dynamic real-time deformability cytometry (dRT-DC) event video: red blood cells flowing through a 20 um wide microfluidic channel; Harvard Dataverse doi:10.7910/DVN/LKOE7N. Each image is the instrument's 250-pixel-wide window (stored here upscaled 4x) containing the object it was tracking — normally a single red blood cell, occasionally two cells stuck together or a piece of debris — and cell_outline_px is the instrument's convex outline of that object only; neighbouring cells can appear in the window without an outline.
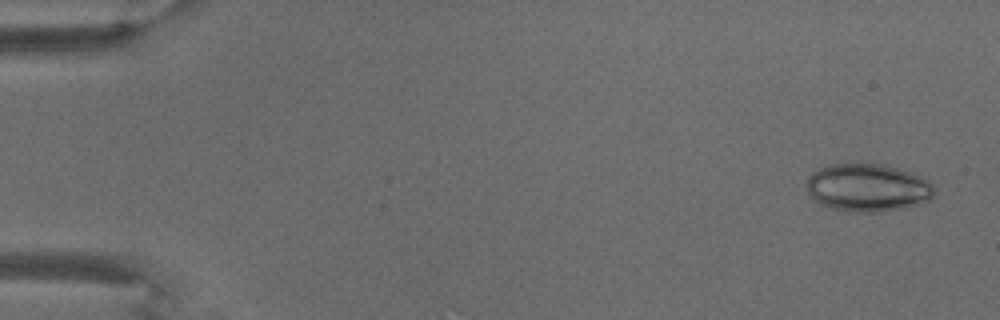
{"species": "common noctule bat (a hibernating species)", "species_latin": "Nyctalus noctula", "temperature_condition": "warm", "stored_images_in_passage": 71, "camera_frame_rate_fps": 3000, "um_per_image_px": 0.085, "animal": {"sex": "male", "body_mass_g": 18.8}, "frame": {"image": 1, "passage_image": 3, "time_ms": 0.667, "image_size_px": [1000, 320], "cell_outline_px": [[936, 192], [928, 200], [920, 204], [900, 208], [876, 212], [856, 212], [832, 208], [820, 204], [812, 200], [808, 196], [808, 180], [812, 172], [828, 164], [880, 164], [896, 168], [920, 176], [928, 180], [936, 188]], "centroid_in_image_um": [73.75, 15.96], "position_along_channel_um": 11.3, "area_um2": 35.43}}
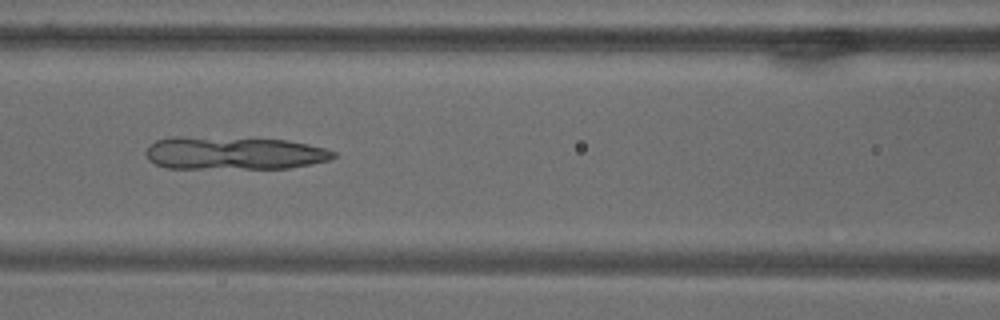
{"frame": {"image": 2, "passage_image": 32, "time_ms": 10.333, "image_size_px": [1000, 320], "cell_outline_px": [[336, 156], [328, 160], [312, 164], [288, 168], [168, 168], [156, 164], [148, 160], [144, 152], [156, 140], [172, 136], [180, 136], [288, 140], [308, 144], [324, 148], [336, 152]], "centroid_in_image_um": [19.87, 13.01], "position_along_channel_um": 146.7, "area_um2": 36.01}}
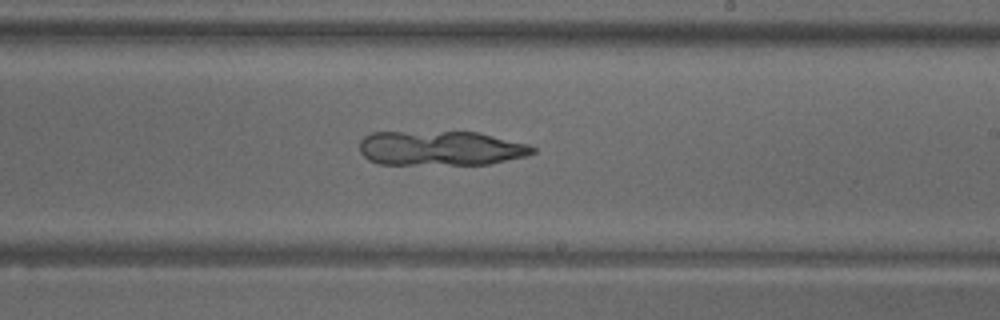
{"frame": {"image": 3, "passage_image": 43, "time_ms": 14.0, "image_size_px": [1000, 320], "cell_outline_px": [[536, 152], [528, 156], [488, 164], [380, 164], [368, 160], [360, 152], [360, 140], [364, 136], [372, 132], [480, 132], [528, 144], [536, 148]], "centroid_in_image_um": [37.47, 12.6], "position_along_channel_um": 251.5, "area_um2": 35.14}}